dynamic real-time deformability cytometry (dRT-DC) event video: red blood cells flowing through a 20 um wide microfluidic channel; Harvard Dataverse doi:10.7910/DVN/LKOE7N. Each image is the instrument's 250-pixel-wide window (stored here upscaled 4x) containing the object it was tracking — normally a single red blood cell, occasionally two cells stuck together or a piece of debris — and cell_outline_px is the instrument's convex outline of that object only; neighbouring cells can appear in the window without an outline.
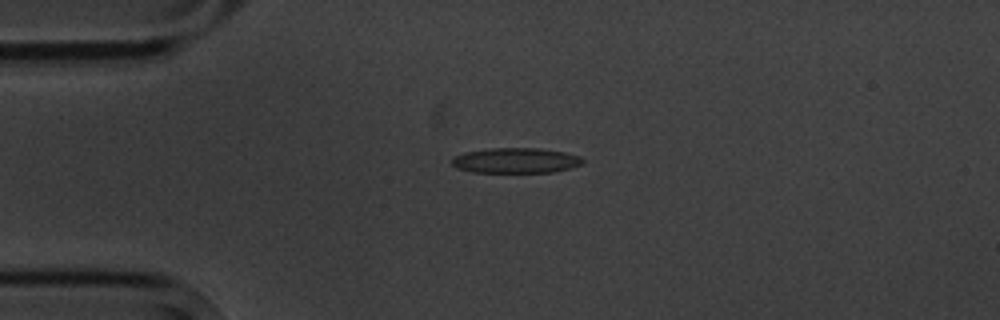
{"species": "common noctule bat (a hibernating species)", "species_latin": "Nyctalus noctula", "temperature_condition": "cold", "stored_images_in_passage": 8, "camera_frame_rate_fps": 3000, "um_per_image_px": 0.085, "animal": {"sex": "male", "body_mass_g": 20.1, "forearm_length_mm": 53.5}, "frame": {"image": 1, "passage_image": 4, "time_ms": 3.333, "image_size_px": [1000, 320], "cell_outline_px": [[584, 160], [580, 164], [572, 168], [552, 172], [472, 172], [456, 168], [452, 164], [452, 160], [456, 156], [464, 152], [488, 148], [540, 148], [564, 152], [580, 156]], "centroid_in_image_um": [43.84, 13.64], "position_along_channel_um": 41.2, "area_um2": 19.25}}
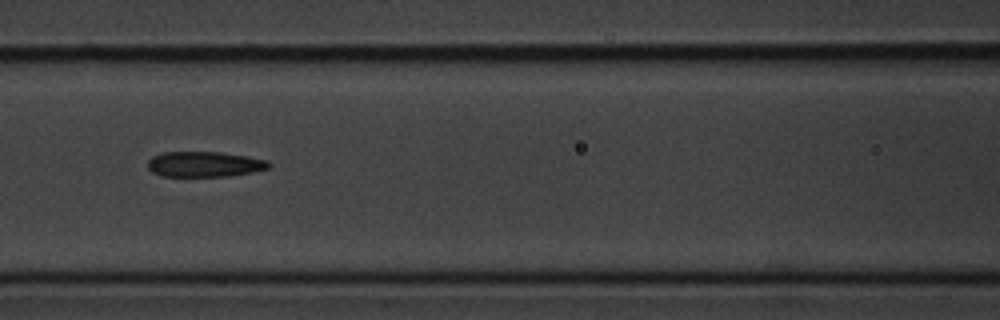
{"frame": {"image": 2, "passage_image": 7, "time_ms": 7.0, "image_size_px": [1000, 320], "cell_outline_px": [[272, 164], [268, 168], [252, 172], [228, 176], [164, 176], [152, 172], [148, 168], [148, 160], [152, 156], [164, 152], [220, 152], [248, 156], [268, 160]], "centroid_in_image_um": [17.39, 13.95], "position_along_channel_um": 149.2, "area_um2": 17.92}}
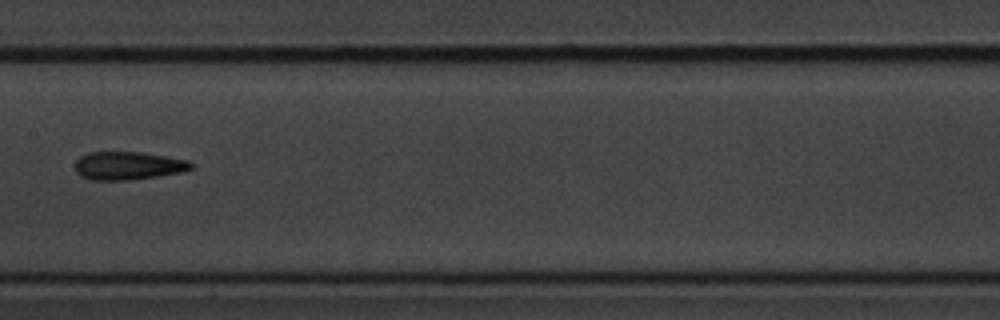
{"frame": {"image": 3, "passage_image": 8, "time_ms": 8.333, "image_size_px": [1000, 320], "cell_outline_px": [[196, 164], [192, 168], [180, 172], [156, 176], [128, 180], [92, 180], [80, 176], [76, 172], [76, 160], [80, 156], [88, 152], [144, 152], [168, 156], [188, 160]], "centroid_in_image_um": [10.9, 14.07], "position_along_channel_um": 196.5, "area_um2": 19.13}}